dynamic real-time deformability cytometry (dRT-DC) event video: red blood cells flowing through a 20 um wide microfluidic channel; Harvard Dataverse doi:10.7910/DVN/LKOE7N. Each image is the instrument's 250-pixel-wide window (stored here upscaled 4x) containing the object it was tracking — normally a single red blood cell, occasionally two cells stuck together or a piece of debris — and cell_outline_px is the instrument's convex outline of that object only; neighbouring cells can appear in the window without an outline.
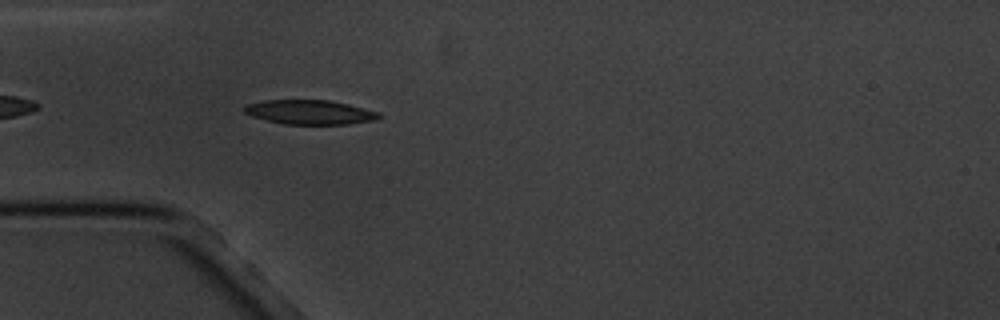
{"species": "common noctule bat (a hibernating species)", "species_latin": "Nyctalus noctula", "temperature_condition": "cold", "stored_images_in_passage": 5, "camera_frame_rate_fps": 3000, "um_per_image_px": 0.085, "animal": {"sex": "male", "body_mass_g": 20.1, "forearm_length_mm": 53.5}, "frame": {"image": 1, "passage_image": 5, "time_ms": 4.667, "image_size_px": [1000, 320], "cell_outline_px": [[380, 116], [372, 120], [348, 124], [284, 124], [252, 116], [244, 112], [240, 108], [248, 104], [264, 100], [328, 100], [348, 104], [380, 112]], "centroid_in_image_um": [26.3, 9.53], "position_along_channel_um": 58.7, "area_um2": 18.96}}